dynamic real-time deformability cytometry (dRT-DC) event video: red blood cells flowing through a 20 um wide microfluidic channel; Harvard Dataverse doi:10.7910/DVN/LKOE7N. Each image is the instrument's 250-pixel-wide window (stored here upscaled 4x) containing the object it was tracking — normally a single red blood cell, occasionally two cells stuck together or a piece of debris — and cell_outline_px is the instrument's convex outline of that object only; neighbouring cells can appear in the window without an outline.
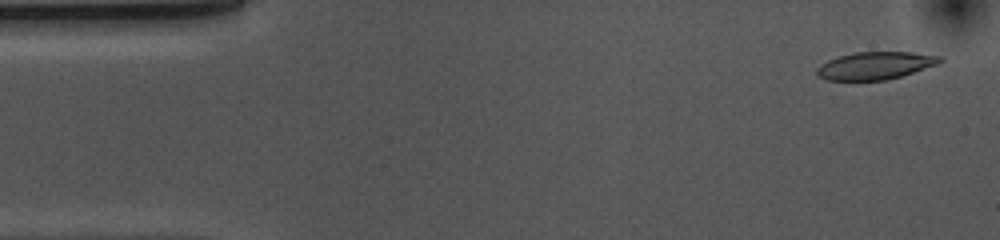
{"species": "common noctule bat (a hibernating species)", "species_latin": "Nyctalus noctula", "temperature_condition": "cold", "stored_images_in_passage": 52, "camera_frame_rate_fps": 3000, "um_per_image_px": 0.085, "animal": {"sex": "female", "body_mass_g": 10.0, "forearm_length_mm": 53.1}, "frame": {"image": 1, "passage_image": 2, "time_ms": 0.333, "image_size_px": [1000, 240], "cell_outline_px": [[944, 60], [940, 64], [900, 76], [884, 80], [828, 80], [820, 76], [816, 72], [816, 68], [820, 64], [828, 60], [840, 56], [856, 52], [912, 52], [940, 56]], "centroid_in_image_um": [74.42, 5.57], "position_along_channel_um": 10.6, "area_um2": 19.65}}
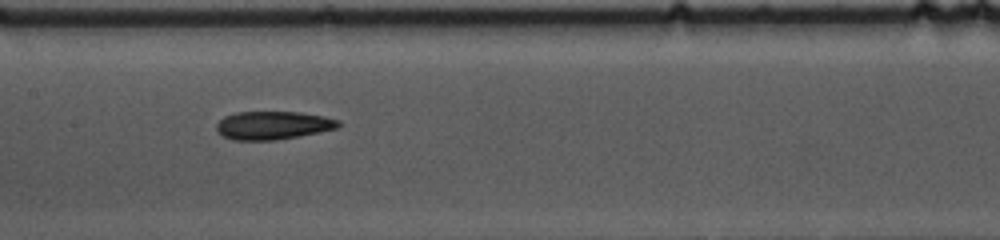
{"frame": {"image": 2, "passage_image": 24, "time_ms": 7.667, "image_size_px": [1000, 240], "cell_outline_px": [[340, 128], [300, 136], [276, 140], [232, 140], [216, 132], [216, 124], [224, 116], [236, 112], [300, 112], [324, 116], [340, 120]], "centroid_in_image_um": [23.22, 10.65], "position_along_channel_um": 184.2, "area_um2": 20.29}}
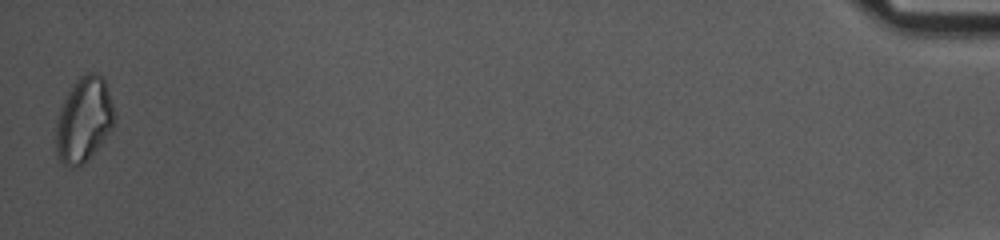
{"frame": {"image": 3, "passage_image": 52, "time_ms": 17.0, "image_size_px": [1000, 240], "cell_outline_px": [[116, 124], [104, 140], [84, 164], [80, 168], [76, 168], [64, 164], [60, 160], [56, 152], [56, 124], [60, 108], [68, 92], [76, 80], [80, 76], [88, 72], [96, 72], [104, 76], [116, 116]], "centroid_in_image_um": [7.16, 10.18], "position_along_channel_um": 428.0, "area_um2": 29.25}, "authors_computed_cell_mechanics": {"area_um2": 20.7502, "velocity_mm_per_s": 3.6879, "shape_relaxation_time_tau1_ms": null, "shape_relaxation_time_tau2_ms": 6.2418, "deformation_change_tau1": null, "deformation_change_tau2": 0.1424}}